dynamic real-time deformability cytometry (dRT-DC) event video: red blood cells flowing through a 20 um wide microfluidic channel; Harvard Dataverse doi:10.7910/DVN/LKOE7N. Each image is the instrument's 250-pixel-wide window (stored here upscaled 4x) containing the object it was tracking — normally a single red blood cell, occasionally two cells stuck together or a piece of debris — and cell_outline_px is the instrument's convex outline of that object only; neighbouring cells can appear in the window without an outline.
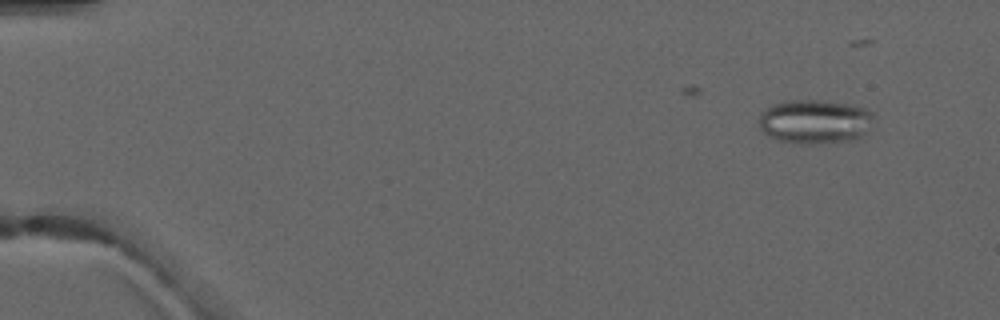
{"species": "common noctule bat (a hibernating species)", "species_latin": "Nyctalus noctula", "temperature_condition": "warm", "stored_images_in_passage": 5, "camera_frame_rate_fps": 3000, "um_per_image_px": 0.085, "animal": {"sex": "male", "forearm_length_mm": 52.5}, "frame": {"image": 1, "passage_image": 2, "time_ms": 1.0, "image_size_px": [1000, 320], "cell_outline_px": [[872, 128], [860, 136], [852, 140], [820, 144], [804, 144], [780, 140], [764, 132], [760, 128], [760, 112], [776, 104], [788, 100], [824, 100], [852, 104], [868, 108], [872, 112]], "centroid_in_image_um": [69.33, 10.32], "position_along_channel_um": 15.7, "area_um2": 29.59}}